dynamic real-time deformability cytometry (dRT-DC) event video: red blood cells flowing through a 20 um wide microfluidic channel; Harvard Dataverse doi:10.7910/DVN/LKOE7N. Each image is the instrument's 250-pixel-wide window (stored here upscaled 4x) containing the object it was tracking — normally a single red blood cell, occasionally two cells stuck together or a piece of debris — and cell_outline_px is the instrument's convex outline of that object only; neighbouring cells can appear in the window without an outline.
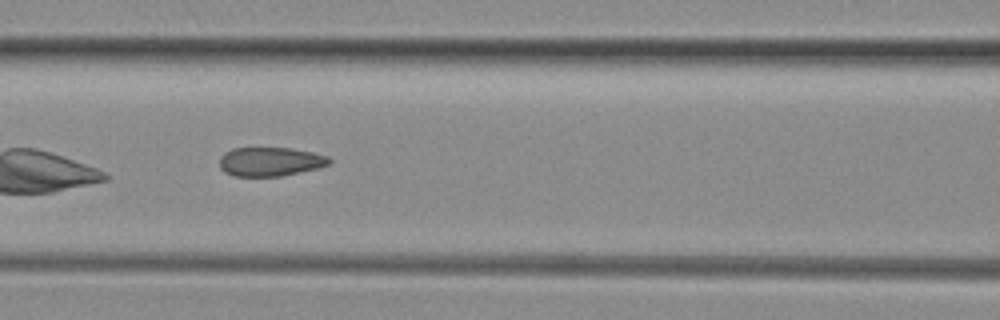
{"species": "common noctule bat (a hibernating species)", "species_latin": "Nyctalus noctula", "temperature_condition": "room temperature", "stored_images_in_passage": 9, "camera_frame_rate_fps": 3000, "um_per_image_px": 0.085, "animal": {"sex": "female", "body_mass_g": 29.2, "forearm_length_mm": 56.3}, "frame": {"image": 1, "passage_image": 7, "time_ms": 2.0, "image_size_px": [1000, 320], "cell_outline_px": [[332, 160], [328, 164], [320, 168], [280, 176], [236, 176], [224, 172], [220, 168], [220, 156], [224, 152], [232, 148], [292, 148], [312, 152], [328, 156]], "centroid_in_image_um": [22.97, 13.73], "position_along_channel_um": 143.6, "area_um2": 18.61}}